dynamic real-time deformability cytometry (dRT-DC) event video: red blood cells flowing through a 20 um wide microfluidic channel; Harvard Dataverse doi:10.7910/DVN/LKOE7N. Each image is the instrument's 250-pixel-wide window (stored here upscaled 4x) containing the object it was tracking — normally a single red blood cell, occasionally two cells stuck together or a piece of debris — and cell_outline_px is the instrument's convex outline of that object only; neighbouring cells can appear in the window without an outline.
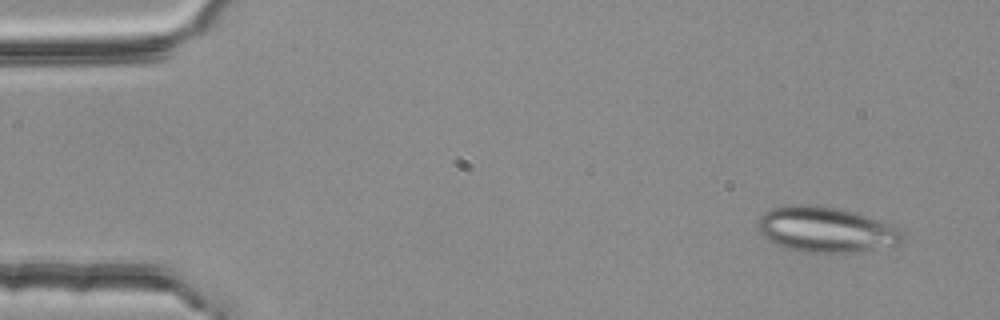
{"species": "common noctule bat (a hibernating species)", "species_latin": "Nyctalus noctula", "temperature_condition": "room temperature", "stored_images_in_passage": 3, "camera_frame_rate_fps": 3000, "um_per_image_px": 0.085, "animal": {"sex": "female", "body_mass_g": 25.1}, "frame": {"image": 1, "passage_image": 1, "time_ms": 0.0, "image_size_px": [1000, 320], "cell_outline_px": [[904, 244], [856, 252], [800, 252], [784, 248], [768, 240], [760, 232], [760, 216], [764, 212], [772, 208], [800, 204], [804, 204], [836, 208], [852, 212], [892, 224], [904, 232]], "centroid_in_image_um": [70.26, 19.54], "position_along_channel_um": 14.7, "area_um2": 38.15}}